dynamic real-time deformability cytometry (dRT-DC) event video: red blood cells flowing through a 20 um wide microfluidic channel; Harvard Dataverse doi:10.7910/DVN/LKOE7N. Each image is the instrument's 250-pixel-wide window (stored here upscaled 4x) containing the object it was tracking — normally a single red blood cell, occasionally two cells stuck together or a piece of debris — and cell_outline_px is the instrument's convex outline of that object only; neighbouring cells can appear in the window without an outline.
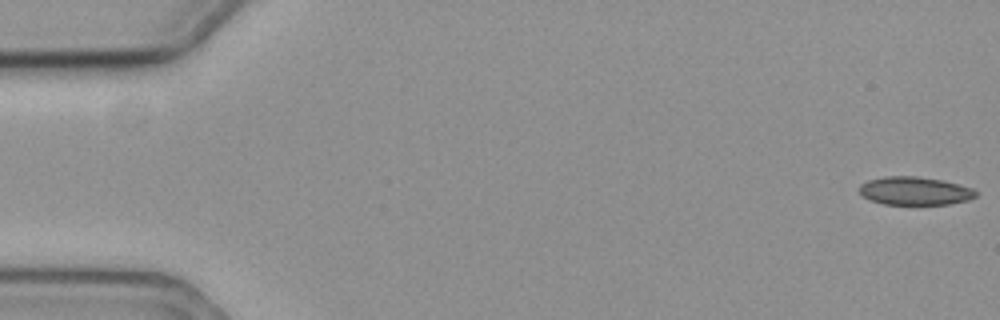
{"species": "common noctule bat (a hibernating species)", "species_latin": "Nyctalus noctula", "temperature_condition": "cold", "stored_images_in_passage": 4, "camera_frame_rate_fps": 3000, "um_per_image_px": 0.085, "animal": {"sex": "female", "body_mass_g": 19.3, "forearm_length_mm": 54.1}, "frame": {"image": 1, "passage_image": 1, "time_ms": 0.0, "image_size_px": [1000, 320], "cell_outline_px": [[976, 196], [968, 200], [948, 204], [884, 204], [860, 196], [860, 184], [868, 180], [884, 176], [916, 176], [944, 180], [972, 188], [976, 192]], "centroid_in_image_um": [77.74, 16.22], "position_along_channel_um": 7.3, "area_um2": 19.13}}